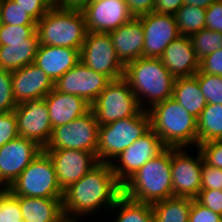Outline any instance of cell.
Segmentation results:
<instances>
[{
  "mask_svg": "<svg viewBox=\"0 0 222 222\" xmlns=\"http://www.w3.org/2000/svg\"><path fill=\"white\" fill-rule=\"evenodd\" d=\"M121 195L122 185L116 179L110 163L98 162L80 180L63 191L64 217L79 221L77 217L89 216L98 212V209L102 211L101 208L109 212Z\"/></svg>",
  "mask_w": 222,
  "mask_h": 222,
  "instance_id": "1",
  "label": "cell"
},
{
  "mask_svg": "<svg viewBox=\"0 0 222 222\" xmlns=\"http://www.w3.org/2000/svg\"><path fill=\"white\" fill-rule=\"evenodd\" d=\"M123 78L136 95L142 110H148L172 97L175 78L160 58L141 57L128 63L124 68Z\"/></svg>",
  "mask_w": 222,
  "mask_h": 222,
  "instance_id": "2",
  "label": "cell"
},
{
  "mask_svg": "<svg viewBox=\"0 0 222 222\" xmlns=\"http://www.w3.org/2000/svg\"><path fill=\"white\" fill-rule=\"evenodd\" d=\"M122 194L148 204L172 197L171 147H166L132 175L122 185Z\"/></svg>",
  "mask_w": 222,
  "mask_h": 222,
  "instance_id": "3",
  "label": "cell"
},
{
  "mask_svg": "<svg viewBox=\"0 0 222 222\" xmlns=\"http://www.w3.org/2000/svg\"><path fill=\"white\" fill-rule=\"evenodd\" d=\"M150 126L166 147L182 148L198 145L197 118L172 97L147 110Z\"/></svg>",
  "mask_w": 222,
  "mask_h": 222,
  "instance_id": "4",
  "label": "cell"
},
{
  "mask_svg": "<svg viewBox=\"0 0 222 222\" xmlns=\"http://www.w3.org/2000/svg\"><path fill=\"white\" fill-rule=\"evenodd\" d=\"M36 31L39 44L79 50L88 32L81 10L59 9L55 6L37 22Z\"/></svg>",
  "mask_w": 222,
  "mask_h": 222,
  "instance_id": "5",
  "label": "cell"
},
{
  "mask_svg": "<svg viewBox=\"0 0 222 222\" xmlns=\"http://www.w3.org/2000/svg\"><path fill=\"white\" fill-rule=\"evenodd\" d=\"M151 129L147 110H140L135 116L116 120L99 126L98 162L111 163L121 152Z\"/></svg>",
  "mask_w": 222,
  "mask_h": 222,
  "instance_id": "6",
  "label": "cell"
},
{
  "mask_svg": "<svg viewBox=\"0 0 222 222\" xmlns=\"http://www.w3.org/2000/svg\"><path fill=\"white\" fill-rule=\"evenodd\" d=\"M13 195L40 198H63L49 155L43 150L11 184Z\"/></svg>",
  "mask_w": 222,
  "mask_h": 222,
  "instance_id": "7",
  "label": "cell"
},
{
  "mask_svg": "<svg viewBox=\"0 0 222 222\" xmlns=\"http://www.w3.org/2000/svg\"><path fill=\"white\" fill-rule=\"evenodd\" d=\"M99 126L135 116L141 107L126 80H111L91 105Z\"/></svg>",
  "mask_w": 222,
  "mask_h": 222,
  "instance_id": "8",
  "label": "cell"
},
{
  "mask_svg": "<svg viewBox=\"0 0 222 222\" xmlns=\"http://www.w3.org/2000/svg\"><path fill=\"white\" fill-rule=\"evenodd\" d=\"M99 124L92 109L86 114L52 129L43 150L76 149L93 153L97 158Z\"/></svg>",
  "mask_w": 222,
  "mask_h": 222,
  "instance_id": "9",
  "label": "cell"
},
{
  "mask_svg": "<svg viewBox=\"0 0 222 222\" xmlns=\"http://www.w3.org/2000/svg\"><path fill=\"white\" fill-rule=\"evenodd\" d=\"M80 61L110 80L123 77L125 66L115 53L109 33L87 32L80 50Z\"/></svg>",
  "mask_w": 222,
  "mask_h": 222,
  "instance_id": "10",
  "label": "cell"
},
{
  "mask_svg": "<svg viewBox=\"0 0 222 222\" xmlns=\"http://www.w3.org/2000/svg\"><path fill=\"white\" fill-rule=\"evenodd\" d=\"M165 148L156 132L150 129L115 158L119 164L114 161L110 163L118 182L123 185L148 160L156 157Z\"/></svg>",
  "mask_w": 222,
  "mask_h": 222,
  "instance_id": "11",
  "label": "cell"
},
{
  "mask_svg": "<svg viewBox=\"0 0 222 222\" xmlns=\"http://www.w3.org/2000/svg\"><path fill=\"white\" fill-rule=\"evenodd\" d=\"M42 151L37 142L21 136L4 144L0 148V188L8 189Z\"/></svg>",
  "mask_w": 222,
  "mask_h": 222,
  "instance_id": "12",
  "label": "cell"
},
{
  "mask_svg": "<svg viewBox=\"0 0 222 222\" xmlns=\"http://www.w3.org/2000/svg\"><path fill=\"white\" fill-rule=\"evenodd\" d=\"M182 148L171 147V176L173 196L195 199L201 190L203 157L198 150L197 157Z\"/></svg>",
  "mask_w": 222,
  "mask_h": 222,
  "instance_id": "13",
  "label": "cell"
},
{
  "mask_svg": "<svg viewBox=\"0 0 222 222\" xmlns=\"http://www.w3.org/2000/svg\"><path fill=\"white\" fill-rule=\"evenodd\" d=\"M110 81L106 75L79 61L54 83V88L66 94L77 95L92 105Z\"/></svg>",
  "mask_w": 222,
  "mask_h": 222,
  "instance_id": "14",
  "label": "cell"
},
{
  "mask_svg": "<svg viewBox=\"0 0 222 222\" xmlns=\"http://www.w3.org/2000/svg\"><path fill=\"white\" fill-rule=\"evenodd\" d=\"M13 111L17 118L19 136L31 139L44 148L53 129L45 99L27 100L17 105Z\"/></svg>",
  "mask_w": 222,
  "mask_h": 222,
  "instance_id": "15",
  "label": "cell"
},
{
  "mask_svg": "<svg viewBox=\"0 0 222 222\" xmlns=\"http://www.w3.org/2000/svg\"><path fill=\"white\" fill-rule=\"evenodd\" d=\"M144 32L143 57L160 58L180 35L174 15L151 12L138 17Z\"/></svg>",
  "mask_w": 222,
  "mask_h": 222,
  "instance_id": "16",
  "label": "cell"
},
{
  "mask_svg": "<svg viewBox=\"0 0 222 222\" xmlns=\"http://www.w3.org/2000/svg\"><path fill=\"white\" fill-rule=\"evenodd\" d=\"M44 151L53 163L58 185L63 191L72 183L80 180L98 163L96 156L87 151L76 149Z\"/></svg>",
  "mask_w": 222,
  "mask_h": 222,
  "instance_id": "17",
  "label": "cell"
},
{
  "mask_svg": "<svg viewBox=\"0 0 222 222\" xmlns=\"http://www.w3.org/2000/svg\"><path fill=\"white\" fill-rule=\"evenodd\" d=\"M81 11L88 32L108 33L133 18L126 2L120 0H90Z\"/></svg>",
  "mask_w": 222,
  "mask_h": 222,
  "instance_id": "18",
  "label": "cell"
},
{
  "mask_svg": "<svg viewBox=\"0 0 222 222\" xmlns=\"http://www.w3.org/2000/svg\"><path fill=\"white\" fill-rule=\"evenodd\" d=\"M11 80L17 105L30 99L45 98L54 89V82L34 63L12 71Z\"/></svg>",
  "mask_w": 222,
  "mask_h": 222,
  "instance_id": "19",
  "label": "cell"
},
{
  "mask_svg": "<svg viewBox=\"0 0 222 222\" xmlns=\"http://www.w3.org/2000/svg\"><path fill=\"white\" fill-rule=\"evenodd\" d=\"M163 65L176 78L191 77L199 71V59L191 37L179 36L173 40L160 57Z\"/></svg>",
  "mask_w": 222,
  "mask_h": 222,
  "instance_id": "20",
  "label": "cell"
},
{
  "mask_svg": "<svg viewBox=\"0 0 222 222\" xmlns=\"http://www.w3.org/2000/svg\"><path fill=\"white\" fill-rule=\"evenodd\" d=\"M108 33L115 53L124 66L143 57L144 32L139 18L133 17L130 21Z\"/></svg>",
  "mask_w": 222,
  "mask_h": 222,
  "instance_id": "21",
  "label": "cell"
},
{
  "mask_svg": "<svg viewBox=\"0 0 222 222\" xmlns=\"http://www.w3.org/2000/svg\"><path fill=\"white\" fill-rule=\"evenodd\" d=\"M79 61V49L39 44L34 64L55 83Z\"/></svg>",
  "mask_w": 222,
  "mask_h": 222,
  "instance_id": "22",
  "label": "cell"
},
{
  "mask_svg": "<svg viewBox=\"0 0 222 222\" xmlns=\"http://www.w3.org/2000/svg\"><path fill=\"white\" fill-rule=\"evenodd\" d=\"M44 99L52 128L68 124L91 109V105L83 98L60 92L55 88Z\"/></svg>",
  "mask_w": 222,
  "mask_h": 222,
  "instance_id": "23",
  "label": "cell"
},
{
  "mask_svg": "<svg viewBox=\"0 0 222 222\" xmlns=\"http://www.w3.org/2000/svg\"><path fill=\"white\" fill-rule=\"evenodd\" d=\"M19 200L23 222H62V198H40L15 195Z\"/></svg>",
  "mask_w": 222,
  "mask_h": 222,
  "instance_id": "24",
  "label": "cell"
},
{
  "mask_svg": "<svg viewBox=\"0 0 222 222\" xmlns=\"http://www.w3.org/2000/svg\"><path fill=\"white\" fill-rule=\"evenodd\" d=\"M38 47L39 38L36 30L25 41L0 45V65L6 71L12 72L34 63Z\"/></svg>",
  "mask_w": 222,
  "mask_h": 222,
  "instance_id": "25",
  "label": "cell"
},
{
  "mask_svg": "<svg viewBox=\"0 0 222 222\" xmlns=\"http://www.w3.org/2000/svg\"><path fill=\"white\" fill-rule=\"evenodd\" d=\"M172 98L196 118L200 116V113L207 105L195 75L176 78Z\"/></svg>",
  "mask_w": 222,
  "mask_h": 222,
  "instance_id": "26",
  "label": "cell"
},
{
  "mask_svg": "<svg viewBox=\"0 0 222 222\" xmlns=\"http://www.w3.org/2000/svg\"><path fill=\"white\" fill-rule=\"evenodd\" d=\"M193 198L172 196L151 204L155 222H189Z\"/></svg>",
  "mask_w": 222,
  "mask_h": 222,
  "instance_id": "27",
  "label": "cell"
},
{
  "mask_svg": "<svg viewBox=\"0 0 222 222\" xmlns=\"http://www.w3.org/2000/svg\"><path fill=\"white\" fill-rule=\"evenodd\" d=\"M198 144L222 140V104H207L197 118Z\"/></svg>",
  "mask_w": 222,
  "mask_h": 222,
  "instance_id": "28",
  "label": "cell"
},
{
  "mask_svg": "<svg viewBox=\"0 0 222 222\" xmlns=\"http://www.w3.org/2000/svg\"><path fill=\"white\" fill-rule=\"evenodd\" d=\"M111 210L116 212L113 222H155L151 204L134 201L123 194Z\"/></svg>",
  "mask_w": 222,
  "mask_h": 222,
  "instance_id": "29",
  "label": "cell"
},
{
  "mask_svg": "<svg viewBox=\"0 0 222 222\" xmlns=\"http://www.w3.org/2000/svg\"><path fill=\"white\" fill-rule=\"evenodd\" d=\"M174 17L181 36L191 37L206 28V9L204 8L183 5Z\"/></svg>",
  "mask_w": 222,
  "mask_h": 222,
  "instance_id": "30",
  "label": "cell"
},
{
  "mask_svg": "<svg viewBox=\"0 0 222 222\" xmlns=\"http://www.w3.org/2000/svg\"><path fill=\"white\" fill-rule=\"evenodd\" d=\"M191 40L199 61L216 50L222 49V33L207 28L193 34Z\"/></svg>",
  "mask_w": 222,
  "mask_h": 222,
  "instance_id": "31",
  "label": "cell"
},
{
  "mask_svg": "<svg viewBox=\"0 0 222 222\" xmlns=\"http://www.w3.org/2000/svg\"><path fill=\"white\" fill-rule=\"evenodd\" d=\"M0 22L16 26L37 24L14 0H0Z\"/></svg>",
  "mask_w": 222,
  "mask_h": 222,
  "instance_id": "32",
  "label": "cell"
},
{
  "mask_svg": "<svg viewBox=\"0 0 222 222\" xmlns=\"http://www.w3.org/2000/svg\"><path fill=\"white\" fill-rule=\"evenodd\" d=\"M195 76L207 104H222V76L198 71Z\"/></svg>",
  "mask_w": 222,
  "mask_h": 222,
  "instance_id": "33",
  "label": "cell"
},
{
  "mask_svg": "<svg viewBox=\"0 0 222 222\" xmlns=\"http://www.w3.org/2000/svg\"><path fill=\"white\" fill-rule=\"evenodd\" d=\"M0 222H23L19 200L8 189L0 190Z\"/></svg>",
  "mask_w": 222,
  "mask_h": 222,
  "instance_id": "34",
  "label": "cell"
},
{
  "mask_svg": "<svg viewBox=\"0 0 222 222\" xmlns=\"http://www.w3.org/2000/svg\"><path fill=\"white\" fill-rule=\"evenodd\" d=\"M35 30L36 25L16 26L1 23L0 45H7V42L25 41Z\"/></svg>",
  "mask_w": 222,
  "mask_h": 222,
  "instance_id": "35",
  "label": "cell"
},
{
  "mask_svg": "<svg viewBox=\"0 0 222 222\" xmlns=\"http://www.w3.org/2000/svg\"><path fill=\"white\" fill-rule=\"evenodd\" d=\"M203 162L209 166L222 169V140H213L197 145Z\"/></svg>",
  "mask_w": 222,
  "mask_h": 222,
  "instance_id": "36",
  "label": "cell"
},
{
  "mask_svg": "<svg viewBox=\"0 0 222 222\" xmlns=\"http://www.w3.org/2000/svg\"><path fill=\"white\" fill-rule=\"evenodd\" d=\"M17 137L19 134L15 112H0V148Z\"/></svg>",
  "mask_w": 222,
  "mask_h": 222,
  "instance_id": "37",
  "label": "cell"
},
{
  "mask_svg": "<svg viewBox=\"0 0 222 222\" xmlns=\"http://www.w3.org/2000/svg\"><path fill=\"white\" fill-rule=\"evenodd\" d=\"M17 106L12 88L11 71L0 76V112L13 111Z\"/></svg>",
  "mask_w": 222,
  "mask_h": 222,
  "instance_id": "38",
  "label": "cell"
},
{
  "mask_svg": "<svg viewBox=\"0 0 222 222\" xmlns=\"http://www.w3.org/2000/svg\"><path fill=\"white\" fill-rule=\"evenodd\" d=\"M201 189L222 190V169L202 163Z\"/></svg>",
  "mask_w": 222,
  "mask_h": 222,
  "instance_id": "39",
  "label": "cell"
},
{
  "mask_svg": "<svg viewBox=\"0 0 222 222\" xmlns=\"http://www.w3.org/2000/svg\"><path fill=\"white\" fill-rule=\"evenodd\" d=\"M28 15L38 22L52 7L51 0H14Z\"/></svg>",
  "mask_w": 222,
  "mask_h": 222,
  "instance_id": "40",
  "label": "cell"
},
{
  "mask_svg": "<svg viewBox=\"0 0 222 222\" xmlns=\"http://www.w3.org/2000/svg\"><path fill=\"white\" fill-rule=\"evenodd\" d=\"M189 222H222V215L193 199L189 212Z\"/></svg>",
  "mask_w": 222,
  "mask_h": 222,
  "instance_id": "41",
  "label": "cell"
},
{
  "mask_svg": "<svg viewBox=\"0 0 222 222\" xmlns=\"http://www.w3.org/2000/svg\"><path fill=\"white\" fill-rule=\"evenodd\" d=\"M195 199L211 211L222 215V190L201 189Z\"/></svg>",
  "mask_w": 222,
  "mask_h": 222,
  "instance_id": "42",
  "label": "cell"
},
{
  "mask_svg": "<svg viewBox=\"0 0 222 222\" xmlns=\"http://www.w3.org/2000/svg\"><path fill=\"white\" fill-rule=\"evenodd\" d=\"M199 71L222 76V49L216 50L199 61Z\"/></svg>",
  "mask_w": 222,
  "mask_h": 222,
  "instance_id": "43",
  "label": "cell"
},
{
  "mask_svg": "<svg viewBox=\"0 0 222 222\" xmlns=\"http://www.w3.org/2000/svg\"><path fill=\"white\" fill-rule=\"evenodd\" d=\"M206 28L222 33V0H216L206 9Z\"/></svg>",
  "mask_w": 222,
  "mask_h": 222,
  "instance_id": "44",
  "label": "cell"
},
{
  "mask_svg": "<svg viewBox=\"0 0 222 222\" xmlns=\"http://www.w3.org/2000/svg\"><path fill=\"white\" fill-rule=\"evenodd\" d=\"M133 17H140L154 11L155 0H126Z\"/></svg>",
  "mask_w": 222,
  "mask_h": 222,
  "instance_id": "45",
  "label": "cell"
},
{
  "mask_svg": "<svg viewBox=\"0 0 222 222\" xmlns=\"http://www.w3.org/2000/svg\"><path fill=\"white\" fill-rule=\"evenodd\" d=\"M183 6V0H155L154 12L174 15Z\"/></svg>",
  "mask_w": 222,
  "mask_h": 222,
  "instance_id": "46",
  "label": "cell"
},
{
  "mask_svg": "<svg viewBox=\"0 0 222 222\" xmlns=\"http://www.w3.org/2000/svg\"><path fill=\"white\" fill-rule=\"evenodd\" d=\"M90 0H52V6L59 9L82 10Z\"/></svg>",
  "mask_w": 222,
  "mask_h": 222,
  "instance_id": "47",
  "label": "cell"
},
{
  "mask_svg": "<svg viewBox=\"0 0 222 222\" xmlns=\"http://www.w3.org/2000/svg\"><path fill=\"white\" fill-rule=\"evenodd\" d=\"M216 0H183V5H191L207 9Z\"/></svg>",
  "mask_w": 222,
  "mask_h": 222,
  "instance_id": "48",
  "label": "cell"
},
{
  "mask_svg": "<svg viewBox=\"0 0 222 222\" xmlns=\"http://www.w3.org/2000/svg\"><path fill=\"white\" fill-rule=\"evenodd\" d=\"M6 70L0 65V76L4 74Z\"/></svg>",
  "mask_w": 222,
  "mask_h": 222,
  "instance_id": "49",
  "label": "cell"
},
{
  "mask_svg": "<svg viewBox=\"0 0 222 222\" xmlns=\"http://www.w3.org/2000/svg\"><path fill=\"white\" fill-rule=\"evenodd\" d=\"M62 222H77V220H67V219H65V220L62 221Z\"/></svg>",
  "mask_w": 222,
  "mask_h": 222,
  "instance_id": "50",
  "label": "cell"
}]
</instances>
